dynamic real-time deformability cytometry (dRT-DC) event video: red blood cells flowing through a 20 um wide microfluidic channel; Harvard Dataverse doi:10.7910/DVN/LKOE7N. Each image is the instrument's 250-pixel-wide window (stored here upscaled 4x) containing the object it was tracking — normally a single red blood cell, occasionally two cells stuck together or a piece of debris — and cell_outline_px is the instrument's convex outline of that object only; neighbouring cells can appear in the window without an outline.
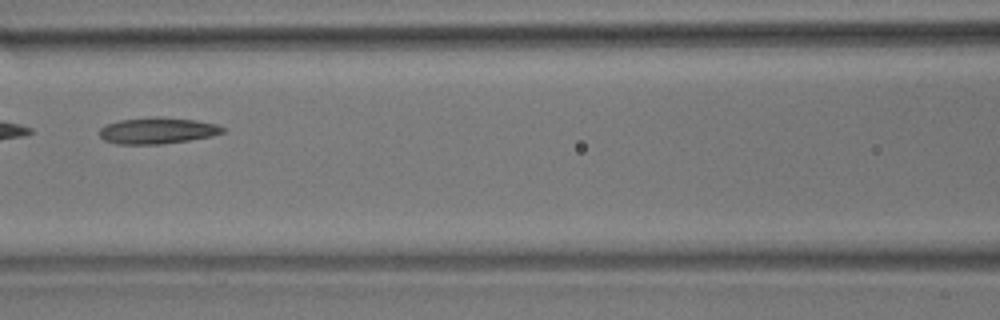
{"species": "common noctule bat (a hibernating species)", "species_latin": "Nyctalus noctula", "temperature_condition": "room temperature", "stored_images_in_passage": 9, "camera_frame_rate_fps": 3000, "um_per_image_px": 0.085, "animal": {"sex": "male", "body_mass_g": 17.9}, "frame": {"image": 1, "passage_image": 6, "time_ms": 1.667, "image_size_px": [1000, 320], "cell_outline_px": [[224, 132], [212, 136], [188, 140], [160, 144], [116, 144], [104, 140], [100, 136], [100, 128], [108, 124], [120, 120], [156, 116], [160, 116], [196, 120], [216, 124], [224, 128]], "centroid_in_image_um": [13.38, 11.1], "position_along_channel_um": 153.2, "area_um2": 18.84}}
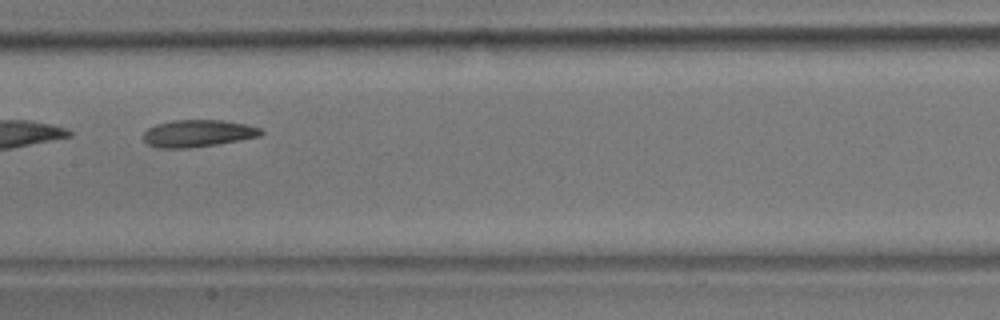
{"frame": {"image": 2, "passage_image": 7, "time_ms": 2.0, "image_size_px": [1000, 320], "cell_outline_px": [[264, 132], [260, 136], [240, 140], [216, 144], [188, 148], [156, 148], [148, 144], [144, 140], [144, 132], [148, 128], [156, 124], [172, 120], [224, 120], [264, 128]], "centroid_in_image_um": [16.83, 11.33], "position_along_channel_um": 190.6, "area_um2": 18.67}}
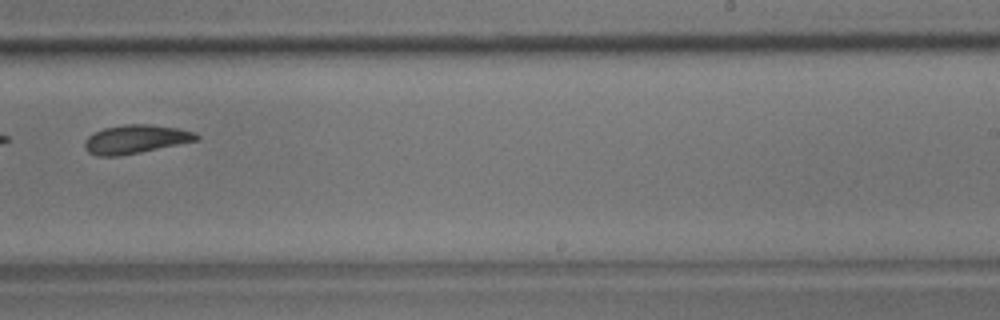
{"frame": {"image": 3, "passage_image": 9, "time_ms": 2.667, "image_size_px": [1000, 320], "cell_outline_px": [[200, 140], [140, 152], [116, 156], [96, 156], [88, 152], [84, 148], [84, 140], [92, 132], [104, 128], [124, 124], [148, 124], [176, 128], [192, 132], [200, 136]], "centroid_in_image_um": [11.48, 11.83], "position_along_channel_um": 277.5, "area_um2": 18.67}}